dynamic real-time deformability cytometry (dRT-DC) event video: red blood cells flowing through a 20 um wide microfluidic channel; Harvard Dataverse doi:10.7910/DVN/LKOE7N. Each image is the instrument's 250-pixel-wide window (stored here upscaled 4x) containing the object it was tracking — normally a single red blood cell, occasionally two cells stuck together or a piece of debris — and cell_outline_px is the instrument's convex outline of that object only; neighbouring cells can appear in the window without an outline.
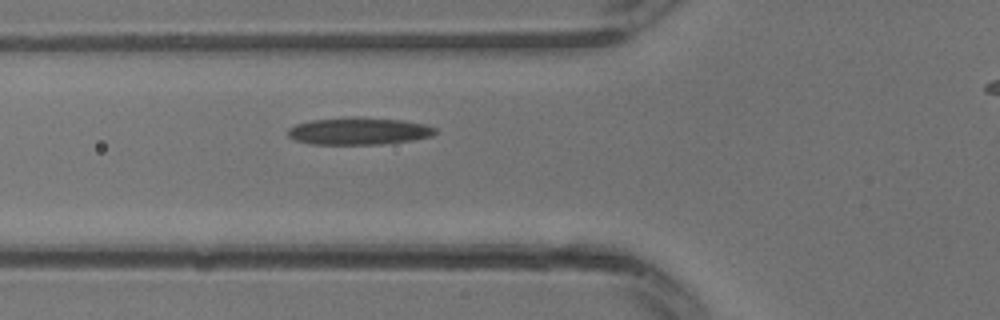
{"species": "common noctule bat (a hibernating species)", "species_latin": "Nyctalus noctula", "temperature_condition": "warm", "stored_images_in_passage": 5, "camera_frame_rate_fps": 3000, "um_per_image_px": 0.085, "animal": {"sex": "male", "body_mass_g": 13.3}, "frame": {"image": 1, "passage_image": 3, "time_ms": 0.667, "image_size_px": [1000, 320], "cell_outline_px": [[436, 132], [432, 136], [412, 140], [380, 144], [312, 144], [296, 140], [288, 136], [288, 128], [296, 124], [312, 120], [352, 116], [360, 116], [404, 120], [424, 124], [436, 128]], "centroid_in_image_um": [30.5, 11.12], "position_along_channel_um": 95.3, "area_um2": 23.52}}
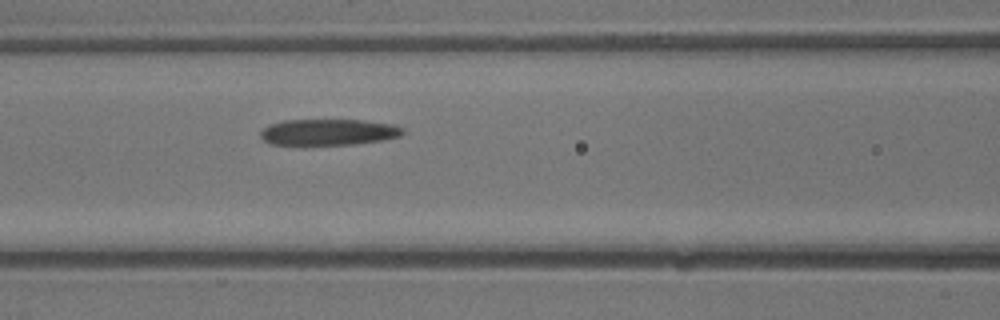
{"frame": {"image": 2, "passage_image": 5, "time_ms": 1.333, "image_size_px": [1000, 320], "cell_outline_px": [[404, 132], [400, 136], [384, 140], [352, 144], [300, 148], [272, 144], [264, 140], [260, 136], [260, 132], [264, 128], [272, 124], [284, 120], [364, 120], [396, 124], [404, 128]], "centroid_in_image_um": [27.9, 11.27], "position_along_channel_um": 138.7, "area_um2": 22.77}}